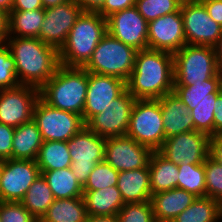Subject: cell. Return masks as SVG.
Wrapping results in <instances>:
<instances>
[{
    "label": "cell",
    "mask_w": 222,
    "mask_h": 222,
    "mask_svg": "<svg viewBox=\"0 0 222 222\" xmlns=\"http://www.w3.org/2000/svg\"><path fill=\"white\" fill-rule=\"evenodd\" d=\"M117 217L119 222H155L150 201L125 203Z\"/></svg>",
    "instance_id": "36"
},
{
    "label": "cell",
    "mask_w": 222,
    "mask_h": 222,
    "mask_svg": "<svg viewBox=\"0 0 222 222\" xmlns=\"http://www.w3.org/2000/svg\"><path fill=\"white\" fill-rule=\"evenodd\" d=\"M186 44L181 11L148 23V48L174 54Z\"/></svg>",
    "instance_id": "19"
},
{
    "label": "cell",
    "mask_w": 222,
    "mask_h": 222,
    "mask_svg": "<svg viewBox=\"0 0 222 222\" xmlns=\"http://www.w3.org/2000/svg\"><path fill=\"white\" fill-rule=\"evenodd\" d=\"M40 98L39 88L30 85H18L0 91V123L11 127L33 119V111Z\"/></svg>",
    "instance_id": "13"
},
{
    "label": "cell",
    "mask_w": 222,
    "mask_h": 222,
    "mask_svg": "<svg viewBox=\"0 0 222 222\" xmlns=\"http://www.w3.org/2000/svg\"><path fill=\"white\" fill-rule=\"evenodd\" d=\"M214 103L202 102L190 111L194 121V130L214 136Z\"/></svg>",
    "instance_id": "39"
},
{
    "label": "cell",
    "mask_w": 222,
    "mask_h": 222,
    "mask_svg": "<svg viewBox=\"0 0 222 222\" xmlns=\"http://www.w3.org/2000/svg\"><path fill=\"white\" fill-rule=\"evenodd\" d=\"M1 222H39L20 202L0 201Z\"/></svg>",
    "instance_id": "40"
},
{
    "label": "cell",
    "mask_w": 222,
    "mask_h": 222,
    "mask_svg": "<svg viewBox=\"0 0 222 222\" xmlns=\"http://www.w3.org/2000/svg\"><path fill=\"white\" fill-rule=\"evenodd\" d=\"M20 84L41 88L60 66L59 51L39 38L7 37Z\"/></svg>",
    "instance_id": "2"
},
{
    "label": "cell",
    "mask_w": 222,
    "mask_h": 222,
    "mask_svg": "<svg viewBox=\"0 0 222 222\" xmlns=\"http://www.w3.org/2000/svg\"><path fill=\"white\" fill-rule=\"evenodd\" d=\"M219 220L222 222V199L219 201Z\"/></svg>",
    "instance_id": "53"
},
{
    "label": "cell",
    "mask_w": 222,
    "mask_h": 222,
    "mask_svg": "<svg viewBox=\"0 0 222 222\" xmlns=\"http://www.w3.org/2000/svg\"><path fill=\"white\" fill-rule=\"evenodd\" d=\"M136 0H105L103 7L97 12L104 18L135 5Z\"/></svg>",
    "instance_id": "42"
},
{
    "label": "cell",
    "mask_w": 222,
    "mask_h": 222,
    "mask_svg": "<svg viewBox=\"0 0 222 222\" xmlns=\"http://www.w3.org/2000/svg\"><path fill=\"white\" fill-rule=\"evenodd\" d=\"M107 32L137 51L148 48V22L136 6L115 12L106 18Z\"/></svg>",
    "instance_id": "17"
},
{
    "label": "cell",
    "mask_w": 222,
    "mask_h": 222,
    "mask_svg": "<svg viewBox=\"0 0 222 222\" xmlns=\"http://www.w3.org/2000/svg\"><path fill=\"white\" fill-rule=\"evenodd\" d=\"M126 87L136 100L160 99L173 92V54L149 48L137 51Z\"/></svg>",
    "instance_id": "1"
},
{
    "label": "cell",
    "mask_w": 222,
    "mask_h": 222,
    "mask_svg": "<svg viewBox=\"0 0 222 222\" xmlns=\"http://www.w3.org/2000/svg\"><path fill=\"white\" fill-rule=\"evenodd\" d=\"M44 9L41 0H14L12 11Z\"/></svg>",
    "instance_id": "46"
},
{
    "label": "cell",
    "mask_w": 222,
    "mask_h": 222,
    "mask_svg": "<svg viewBox=\"0 0 222 222\" xmlns=\"http://www.w3.org/2000/svg\"><path fill=\"white\" fill-rule=\"evenodd\" d=\"M2 171H3V161L0 160V180H1Z\"/></svg>",
    "instance_id": "54"
},
{
    "label": "cell",
    "mask_w": 222,
    "mask_h": 222,
    "mask_svg": "<svg viewBox=\"0 0 222 222\" xmlns=\"http://www.w3.org/2000/svg\"><path fill=\"white\" fill-rule=\"evenodd\" d=\"M86 222H119L117 215H87Z\"/></svg>",
    "instance_id": "49"
},
{
    "label": "cell",
    "mask_w": 222,
    "mask_h": 222,
    "mask_svg": "<svg viewBox=\"0 0 222 222\" xmlns=\"http://www.w3.org/2000/svg\"><path fill=\"white\" fill-rule=\"evenodd\" d=\"M136 99L127 89L103 110L94 115L86 127L101 137L125 136Z\"/></svg>",
    "instance_id": "12"
},
{
    "label": "cell",
    "mask_w": 222,
    "mask_h": 222,
    "mask_svg": "<svg viewBox=\"0 0 222 222\" xmlns=\"http://www.w3.org/2000/svg\"><path fill=\"white\" fill-rule=\"evenodd\" d=\"M14 0H0V9L9 14L12 11Z\"/></svg>",
    "instance_id": "51"
},
{
    "label": "cell",
    "mask_w": 222,
    "mask_h": 222,
    "mask_svg": "<svg viewBox=\"0 0 222 222\" xmlns=\"http://www.w3.org/2000/svg\"><path fill=\"white\" fill-rule=\"evenodd\" d=\"M196 199L192 193L180 188L158 192L151 196L155 222H171Z\"/></svg>",
    "instance_id": "21"
},
{
    "label": "cell",
    "mask_w": 222,
    "mask_h": 222,
    "mask_svg": "<svg viewBox=\"0 0 222 222\" xmlns=\"http://www.w3.org/2000/svg\"><path fill=\"white\" fill-rule=\"evenodd\" d=\"M208 11L210 18L222 26V0H200Z\"/></svg>",
    "instance_id": "43"
},
{
    "label": "cell",
    "mask_w": 222,
    "mask_h": 222,
    "mask_svg": "<svg viewBox=\"0 0 222 222\" xmlns=\"http://www.w3.org/2000/svg\"><path fill=\"white\" fill-rule=\"evenodd\" d=\"M186 44L214 47L222 35V26L210 18L200 0H187L180 7Z\"/></svg>",
    "instance_id": "10"
},
{
    "label": "cell",
    "mask_w": 222,
    "mask_h": 222,
    "mask_svg": "<svg viewBox=\"0 0 222 222\" xmlns=\"http://www.w3.org/2000/svg\"><path fill=\"white\" fill-rule=\"evenodd\" d=\"M83 12L97 13L104 5L105 0H74Z\"/></svg>",
    "instance_id": "47"
},
{
    "label": "cell",
    "mask_w": 222,
    "mask_h": 222,
    "mask_svg": "<svg viewBox=\"0 0 222 222\" xmlns=\"http://www.w3.org/2000/svg\"><path fill=\"white\" fill-rule=\"evenodd\" d=\"M177 188L196 197L206 196L205 162L202 164H179Z\"/></svg>",
    "instance_id": "33"
},
{
    "label": "cell",
    "mask_w": 222,
    "mask_h": 222,
    "mask_svg": "<svg viewBox=\"0 0 222 222\" xmlns=\"http://www.w3.org/2000/svg\"><path fill=\"white\" fill-rule=\"evenodd\" d=\"M15 128L0 123V160L12 159V140Z\"/></svg>",
    "instance_id": "41"
},
{
    "label": "cell",
    "mask_w": 222,
    "mask_h": 222,
    "mask_svg": "<svg viewBox=\"0 0 222 222\" xmlns=\"http://www.w3.org/2000/svg\"><path fill=\"white\" fill-rule=\"evenodd\" d=\"M148 166L152 195L177 188L179 173L177 164L167 160L158 151H153Z\"/></svg>",
    "instance_id": "26"
},
{
    "label": "cell",
    "mask_w": 222,
    "mask_h": 222,
    "mask_svg": "<svg viewBox=\"0 0 222 222\" xmlns=\"http://www.w3.org/2000/svg\"><path fill=\"white\" fill-rule=\"evenodd\" d=\"M43 144L41 132L31 119L15 128L12 140V159L36 160Z\"/></svg>",
    "instance_id": "23"
},
{
    "label": "cell",
    "mask_w": 222,
    "mask_h": 222,
    "mask_svg": "<svg viewBox=\"0 0 222 222\" xmlns=\"http://www.w3.org/2000/svg\"><path fill=\"white\" fill-rule=\"evenodd\" d=\"M106 33V18L99 13L83 12L59 50L60 65L83 68Z\"/></svg>",
    "instance_id": "4"
},
{
    "label": "cell",
    "mask_w": 222,
    "mask_h": 222,
    "mask_svg": "<svg viewBox=\"0 0 222 222\" xmlns=\"http://www.w3.org/2000/svg\"><path fill=\"white\" fill-rule=\"evenodd\" d=\"M54 200L46 179L40 174L28 188L20 203L40 221Z\"/></svg>",
    "instance_id": "31"
},
{
    "label": "cell",
    "mask_w": 222,
    "mask_h": 222,
    "mask_svg": "<svg viewBox=\"0 0 222 222\" xmlns=\"http://www.w3.org/2000/svg\"><path fill=\"white\" fill-rule=\"evenodd\" d=\"M36 163L43 171L57 170L71 167V157L67 142L65 141H43L39 149Z\"/></svg>",
    "instance_id": "30"
},
{
    "label": "cell",
    "mask_w": 222,
    "mask_h": 222,
    "mask_svg": "<svg viewBox=\"0 0 222 222\" xmlns=\"http://www.w3.org/2000/svg\"><path fill=\"white\" fill-rule=\"evenodd\" d=\"M222 90V70L214 77L192 86H174L173 92L191 111L202 102H215Z\"/></svg>",
    "instance_id": "24"
},
{
    "label": "cell",
    "mask_w": 222,
    "mask_h": 222,
    "mask_svg": "<svg viewBox=\"0 0 222 222\" xmlns=\"http://www.w3.org/2000/svg\"><path fill=\"white\" fill-rule=\"evenodd\" d=\"M55 199L83 197V186L76 180L71 167L43 171Z\"/></svg>",
    "instance_id": "29"
},
{
    "label": "cell",
    "mask_w": 222,
    "mask_h": 222,
    "mask_svg": "<svg viewBox=\"0 0 222 222\" xmlns=\"http://www.w3.org/2000/svg\"><path fill=\"white\" fill-rule=\"evenodd\" d=\"M206 197L222 199V165L210 156L205 160Z\"/></svg>",
    "instance_id": "38"
},
{
    "label": "cell",
    "mask_w": 222,
    "mask_h": 222,
    "mask_svg": "<svg viewBox=\"0 0 222 222\" xmlns=\"http://www.w3.org/2000/svg\"><path fill=\"white\" fill-rule=\"evenodd\" d=\"M210 136L188 131L166 138L158 152L174 164H202L209 156Z\"/></svg>",
    "instance_id": "11"
},
{
    "label": "cell",
    "mask_w": 222,
    "mask_h": 222,
    "mask_svg": "<svg viewBox=\"0 0 222 222\" xmlns=\"http://www.w3.org/2000/svg\"><path fill=\"white\" fill-rule=\"evenodd\" d=\"M152 150L125 136L107 137L104 161L116 171H128L147 167Z\"/></svg>",
    "instance_id": "16"
},
{
    "label": "cell",
    "mask_w": 222,
    "mask_h": 222,
    "mask_svg": "<svg viewBox=\"0 0 222 222\" xmlns=\"http://www.w3.org/2000/svg\"><path fill=\"white\" fill-rule=\"evenodd\" d=\"M214 49L218 66L222 70V35L218 40L217 44L214 46Z\"/></svg>",
    "instance_id": "50"
},
{
    "label": "cell",
    "mask_w": 222,
    "mask_h": 222,
    "mask_svg": "<svg viewBox=\"0 0 222 222\" xmlns=\"http://www.w3.org/2000/svg\"><path fill=\"white\" fill-rule=\"evenodd\" d=\"M8 37V14L0 9V43H4Z\"/></svg>",
    "instance_id": "48"
},
{
    "label": "cell",
    "mask_w": 222,
    "mask_h": 222,
    "mask_svg": "<svg viewBox=\"0 0 222 222\" xmlns=\"http://www.w3.org/2000/svg\"><path fill=\"white\" fill-rule=\"evenodd\" d=\"M71 169L76 180L84 186L97 163L104 161L106 138L86 126L67 141Z\"/></svg>",
    "instance_id": "9"
},
{
    "label": "cell",
    "mask_w": 222,
    "mask_h": 222,
    "mask_svg": "<svg viewBox=\"0 0 222 222\" xmlns=\"http://www.w3.org/2000/svg\"><path fill=\"white\" fill-rule=\"evenodd\" d=\"M44 13V21L38 38L59 51L83 10L74 0H69L44 9Z\"/></svg>",
    "instance_id": "15"
},
{
    "label": "cell",
    "mask_w": 222,
    "mask_h": 222,
    "mask_svg": "<svg viewBox=\"0 0 222 222\" xmlns=\"http://www.w3.org/2000/svg\"><path fill=\"white\" fill-rule=\"evenodd\" d=\"M136 53L135 48L107 32L83 68L90 73L113 76L127 82L134 69Z\"/></svg>",
    "instance_id": "5"
},
{
    "label": "cell",
    "mask_w": 222,
    "mask_h": 222,
    "mask_svg": "<svg viewBox=\"0 0 222 222\" xmlns=\"http://www.w3.org/2000/svg\"><path fill=\"white\" fill-rule=\"evenodd\" d=\"M181 0H136L135 6L141 16L149 23L157 18L180 11Z\"/></svg>",
    "instance_id": "34"
},
{
    "label": "cell",
    "mask_w": 222,
    "mask_h": 222,
    "mask_svg": "<svg viewBox=\"0 0 222 222\" xmlns=\"http://www.w3.org/2000/svg\"><path fill=\"white\" fill-rule=\"evenodd\" d=\"M171 222H220L219 201L210 197H196L192 204Z\"/></svg>",
    "instance_id": "32"
},
{
    "label": "cell",
    "mask_w": 222,
    "mask_h": 222,
    "mask_svg": "<svg viewBox=\"0 0 222 222\" xmlns=\"http://www.w3.org/2000/svg\"><path fill=\"white\" fill-rule=\"evenodd\" d=\"M44 16V9L11 11L8 14V37L38 38Z\"/></svg>",
    "instance_id": "28"
},
{
    "label": "cell",
    "mask_w": 222,
    "mask_h": 222,
    "mask_svg": "<svg viewBox=\"0 0 222 222\" xmlns=\"http://www.w3.org/2000/svg\"><path fill=\"white\" fill-rule=\"evenodd\" d=\"M222 134V90L214 103V136Z\"/></svg>",
    "instance_id": "45"
},
{
    "label": "cell",
    "mask_w": 222,
    "mask_h": 222,
    "mask_svg": "<svg viewBox=\"0 0 222 222\" xmlns=\"http://www.w3.org/2000/svg\"><path fill=\"white\" fill-rule=\"evenodd\" d=\"M18 85L15 60L6 44L0 43V91Z\"/></svg>",
    "instance_id": "37"
},
{
    "label": "cell",
    "mask_w": 222,
    "mask_h": 222,
    "mask_svg": "<svg viewBox=\"0 0 222 222\" xmlns=\"http://www.w3.org/2000/svg\"><path fill=\"white\" fill-rule=\"evenodd\" d=\"M83 198L87 215H117L124 206L117 185L98 190H83Z\"/></svg>",
    "instance_id": "25"
},
{
    "label": "cell",
    "mask_w": 222,
    "mask_h": 222,
    "mask_svg": "<svg viewBox=\"0 0 222 222\" xmlns=\"http://www.w3.org/2000/svg\"><path fill=\"white\" fill-rule=\"evenodd\" d=\"M209 156L222 165V135L211 136L209 140Z\"/></svg>",
    "instance_id": "44"
},
{
    "label": "cell",
    "mask_w": 222,
    "mask_h": 222,
    "mask_svg": "<svg viewBox=\"0 0 222 222\" xmlns=\"http://www.w3.org/2000/svg\"><path fill=\"white\" fill-rule=\"evenodd\" d=\"M126 135L152 151L161 148L166 137L158 99L135 101Z\"/></svg>",
    "instance_id": "7"
},
{
    "label": "cell",
    "mask_w": 222,
    "mask_h": 222,
    "mask_svg": "<svg viewBox=\"0 0 222 222\" xmlns=\"http://www.w3.org/2000/svg\"><path fill=\"white\" fill-rule=\"evenodd\" d=\"M158 100L161 105L166 138L194 130V121L190 110L174 92L168 93Z\"/></svg>",
    "instance_id": "20"
},
{
    "label": "cell",
    "mask_w": 222,
    "mask_h": 222,
    "mask_svg": "<svg viewBox=\"0 0 222 222\" xmlns=\"http://www.w3.org/2000/svg\"><path fill=\"white\" fill-rule=\"evenodd\" d=\"M118 175L119 172L107 162L97 163L89 174L83 190H98L108 186H115L117 185Z\"/></svg>",
    "instance_id": "35"
},
{
    "label": "cell",
    "mask_w": 222,
    "mask_h": 222,
    "mask_svg": "<svg viewBox=\"0 0 222 222\" xmlns=\"http://www.w3.org/2000/svg\"><path fill=\"white\" fill-rule=\"evenodd\" d=\"M126 82L113 76L88 72L86 101L83 109L85 124L96 114L103 112L125 90Z\"/></svg>",
    "instance_id": "18"
},
{
    "label": "cell",
    "mask_w": 222,
    "mask_h": 222,
    "mask_svg": "<svg viewBox=\"0 0 222 222\" xmlns=\"http://www.w3.org/2000/svg\"><path fill=\"white\" fill-rule=\"evenodd\" d=\"M40 174L36 160H4L0 180V201L20 202Z\"/></svg>",
    "instance_id": "14"
},
{
    "label": "cell",
    "mask_w": 222,
    "mask_h": 222,
    "mask_svg": "<svg viewBox=\"0 0 222 222\" xmlns=\"http://www.w3.org/2000/svg\"><path fill=\"white\" fill-rule=\"evenodd\" d=\"M83 197L55 199L39 222H86Z\"/></svg>",
    "instance_id": "27"
},
{
    "label": "cell",
    "mask_w": 222,
    "mask_h": 222,
    "mask_svg": "<svg viewBox=\"0 0 222 222\" xmlns=\"http://www.w3.org/2000/svg\"><path fill=\"white\" fill-rule=\"evenodd\" d=\"M117 188L125 203L150 201L152 193L149 178V166L141 169L120 171Z\"/></svg>",
    "instance_id": "22"
},
{
    "label": "cell",
    "mask_w": 222,
    "mask_h": 222,
    "mask_svg": "<svg viewBox=\"0 0 222 222\" xmlns=\"http://www.w3.org/2000/svg\"><path fill=\"white\" fill-rule=\"evenodd\" d=\"M33 120L43 141L67 142L86 126L81 115L53 108L41 98L35 104Z\"/></svg>",
    "instance_id": "8"
},
{
    "label": "cell",
    "mask_w": 222,
    "mask_h": 222,
    "mask_svg": "<svg viewBox=\"0 0 222 222\" xmlns=\"http://www.w3.org/2000/svg\"><path fill=\"white\" fill-rule=\"evenodd\" d=\"M174 56V86H192L216 76L218 66L211 46L185 44Z\"/></svg>",
    "instance_id": "6"
},
{
    "label": "cell",
    "mask_w": 222,
    "mask_h": 222,
    "mask_svg": "<svg viewBox=\"0 0 222 222\" xmlns=\"http://www.w3.org/2000/svg\"><path fill=\"white\" fill-rule=\"evenodd\" d=\"M88 86L84 68L60 65L40 89V98L53 108L83 115Z\"/></svg>",
    "instance_id": "3"
},
{
    "label": "cell",
    "mask_w": 222,
    "mask_h": 222,
    "mask_svg": "<svg viewBox=\"0 0 222 222\" xmlns=\"http://www.w3.org/2000/svg\"><path fill=\"white\" fill-rule=\"evenodd\" d=\"M67 1L69 0H41L44 9L51 8L59 4H63Z\"/></svg>",
    "instance_id": "52"
}]
</instances>
